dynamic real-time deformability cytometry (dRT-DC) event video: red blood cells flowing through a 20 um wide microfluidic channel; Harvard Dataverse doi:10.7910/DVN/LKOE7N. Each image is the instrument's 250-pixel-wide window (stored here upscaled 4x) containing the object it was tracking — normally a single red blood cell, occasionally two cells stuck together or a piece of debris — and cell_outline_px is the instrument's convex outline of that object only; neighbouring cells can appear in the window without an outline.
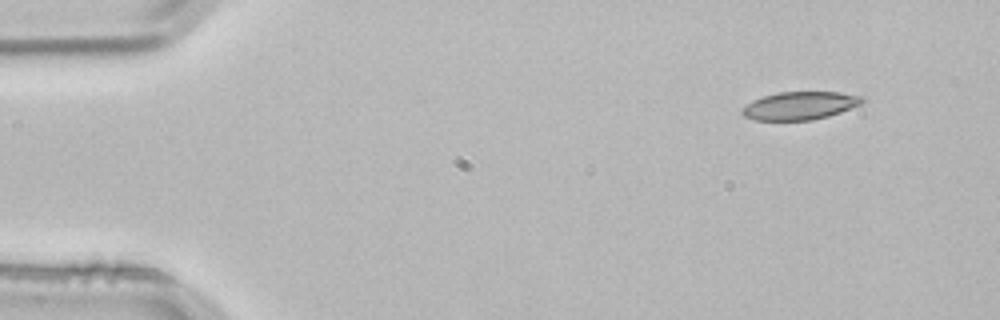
{"species": "common noctule bat (a hibernating species)", "species_latin": "Nyctalus noctula", "temperature_condition": "room temperature", "stored_images_in_passage": 3, "camera_frame_rate_fps": 3000, "um_per_image_px": 0.085, "animal": {"sex": "male", "body_mass_g": 21.5, "forearm_length_mm": 52.0}, "frame": {"image": 1, "passage_image": 1, "time_ms": 0.0, "image_size_px": [1000, 320], "cell_outline_px": [[868, 100], [860, 104], [840, 112], [828, 116], [812, 120], [756, 120], [744, 116], [740, 112], [740, 108], [752, 100], [764, 96], [780, 92], [840, 92], [864, 96]], "centroid_in_image_um": [68.0, 8.97], "position_along_channel_um": 17.0, "area_um2": 19.71}}
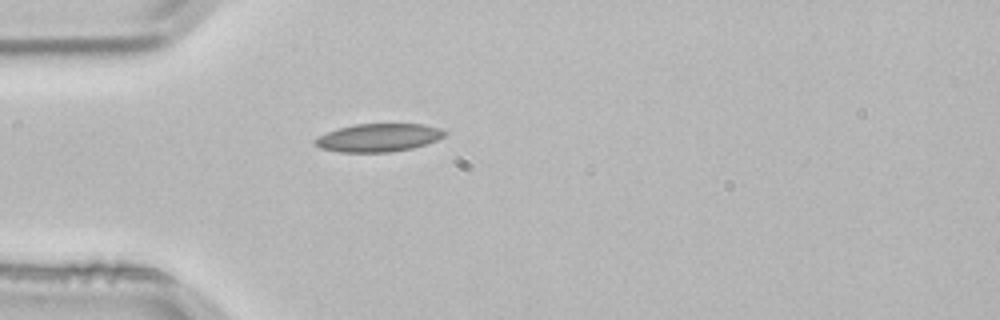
{"frame": {"image": 2, "passage_image": 3, "time_ms": 0.667, "image_size_px": [1000, 320], "cell_outline_px": [[448, 132], [444, 136], [436, 140], [412, 148], [388, 152], [340, 152], [320, 148], [312, 144], [312, 140], [316, 136], [336, 128], [356, 124], [424, 124], [440, 128]], "centroid_in_image_um": [32.1, 11.69], "position_along_channel_um": 52.9, "area_um2": 21.39}}